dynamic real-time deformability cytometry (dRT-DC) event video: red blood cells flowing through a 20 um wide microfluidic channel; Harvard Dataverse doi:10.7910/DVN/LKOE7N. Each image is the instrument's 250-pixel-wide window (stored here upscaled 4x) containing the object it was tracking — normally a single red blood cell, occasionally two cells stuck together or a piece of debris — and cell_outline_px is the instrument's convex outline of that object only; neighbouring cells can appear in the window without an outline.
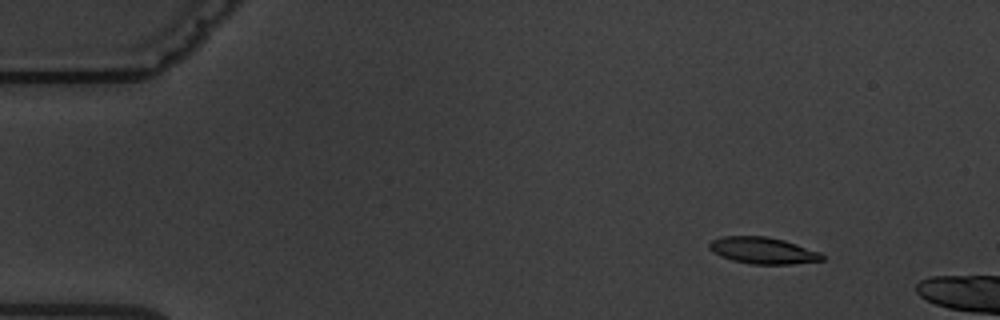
{"species": "common noctule bat (a hibernating species)", "species_latin": "Nyctalus noctula", "temperature_condition": "warm", "stored_images_in_passage": 4, "camera_frame_rate_fps": 3000, "um_per_image_px": 0.085, "animal": {"sex": "male", "body_mass_g": 19.5, "forearm_length_mm": 54.6}, "frame": {"image": 1, "passage_image": 2, "time_ms": 1.0, "image_size_px": [1000, 320], "cell_outline_px": [[824, 260], [792, 264], [752, 264], [732, 260], [720, 256], [712, 252], [708, 248], [708, 244], [712, 240], [720, 236], [768, 236], [784, 240], [820, 252], [824, 256]], "centroid_in_image_um": [64.82, 21.29], "position_along_channel_um": 20.2, "area_um2": 17.57}}